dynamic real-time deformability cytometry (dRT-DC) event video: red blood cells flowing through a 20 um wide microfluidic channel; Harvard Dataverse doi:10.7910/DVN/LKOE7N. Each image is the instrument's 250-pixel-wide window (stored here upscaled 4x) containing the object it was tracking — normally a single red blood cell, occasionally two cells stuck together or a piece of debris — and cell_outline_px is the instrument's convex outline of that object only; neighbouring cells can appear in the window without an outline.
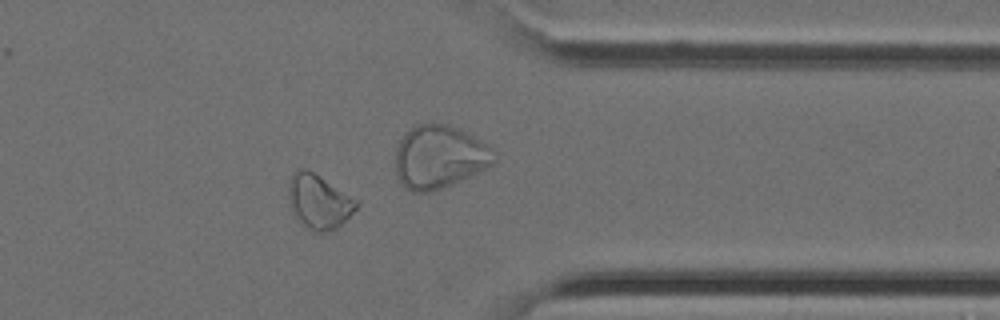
{"species": "Egyptian fruit bat (a non-hibernating species)", "species_latin": "Rousettus aegyptiacus", "temperature_condition": "cold", "stored_images_in_passage": 30, "segment_of_instrument_passage": [1, 2], "camera_frame_rate_fps": 3000, "um_per_image_px": 0.085, "animal": {"sex": "female"}, "frame": {"image": 1, "passage_image": 22, "time_ms": 7.0, "image_size_px": [1000, 320], "cell_outline_px": [[360, 204], [336, 228], [324, 232], [316, 232], [308, 228], [296, 216], [288, 200], [288, 188], [292, 172], [296, 168], [304, 168], [312, 172], [360, 200]], "centroid_in_image_um": [27.11, 17.1], "position_along_channel_um": 384.3, "area_um2": 21.21}}